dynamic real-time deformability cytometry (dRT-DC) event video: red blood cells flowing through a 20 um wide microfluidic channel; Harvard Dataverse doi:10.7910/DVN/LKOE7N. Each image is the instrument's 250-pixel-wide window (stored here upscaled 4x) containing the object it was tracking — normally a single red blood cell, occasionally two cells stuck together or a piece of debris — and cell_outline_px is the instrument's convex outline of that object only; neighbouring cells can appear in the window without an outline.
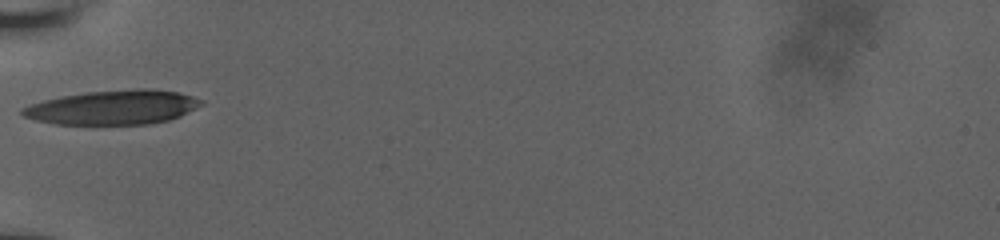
{"species": "human", "species_latin": "Homo sapiens", "temperature_condition": "room temperature", "stored_images_in_passage": 12, "camera_frame_rate_fps": 3000, "um_per_image_px": 0.085, "donor": {"sex": "male"}, "frame": {"image": 1, "passage_image": 1, "time_ms": 0.0, "image_size_px": [1000, 240], "cell_outline_px": [[204, 104], [180, 116], [168, 120], [148, 124], [56, 124], [36, 120], [24, 116], [20, 112], [20, 108], [28, 104], [60, 96], [88, 92], [136, 88], [152, 88], [176, 92], [192, 96], [204, 100]], "centroid_in_image_um": [9.61, 9.12], "position_along_channel_um": 75.4, "area_um2": 35.89}}
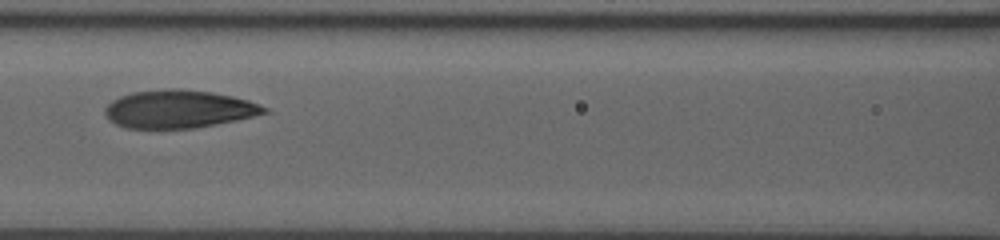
{"frame": {"image": 2, "passage_image": 6, "time_ms": 2.0, "image_size_px": [1000, 240], "cell_outline_px": [[272, 112], [236, 120], [196, 128], [124, 128], [108, 120], [104, 112], [104, 108], [112, 100], [120, 96], [132, 92], [164, 88], [180, 88], [212, 92], [232, 96], [248, 100], [260, 104], [268, 108]], "centroid_in_image_um": [15.19, 9.26], "position_along_channel_um": 151.4, "area_um2": 35.6}}
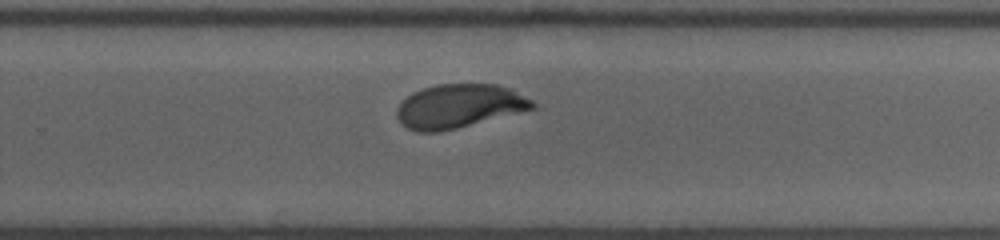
{"frame": {"image": 3, "passage_image": 12, "time_ms": 5.667, "image_size_px": [1000, 240], "cell_outline_px": [[536, 108], [456, 128], [436, 132], [416, 132], [400, 124], [396, 116], [396, 108], [412, 92], [436, 84], [496, 84], [508, 88], [532, 100], [536, 104]], "centroid_in_image_um": [38.98, 9.02], "position_along_channel_um": 290.8, "area_um2": 34.39}}